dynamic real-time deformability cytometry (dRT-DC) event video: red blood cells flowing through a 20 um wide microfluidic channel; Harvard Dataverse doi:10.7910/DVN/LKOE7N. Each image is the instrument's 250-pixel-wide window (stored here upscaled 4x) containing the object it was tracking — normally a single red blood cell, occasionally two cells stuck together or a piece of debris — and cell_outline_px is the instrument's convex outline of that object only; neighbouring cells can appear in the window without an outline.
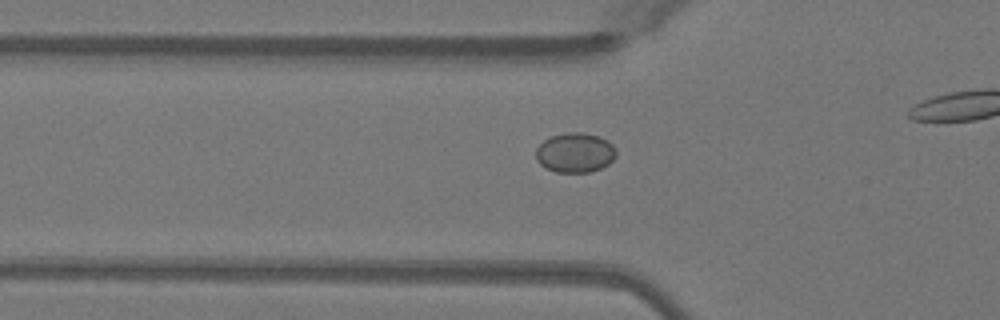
{"species": "Egyptian fruit bat (a non-hibernating species)", "species_latin": "Rousettus aegyptiacus", "temperature_condition": "warm", "stored_images_in_passage": 30, "camera_frame_rate_fps": 3000, "um_per_image_px": 0.085, "animal": {"sex": "female"}, "frame": {"image": 1, "passage_image": 6, "time_ms": 1.667, "image_size_px": [1000, 320], "cell_outline_px": [[616, 156], [608, 164], [600, 168], [588, 172], [556, 172], [540, 164], [536, 160], [536, 148], [544, 140], [552, 136], [564, 132], [584, 132], [600, 136], [612, 144], [616, 148]], "centroid_in_image_um": [48.89, 12.96], "position_along_channel_um": 76.9, "area_um2": 18.61}}
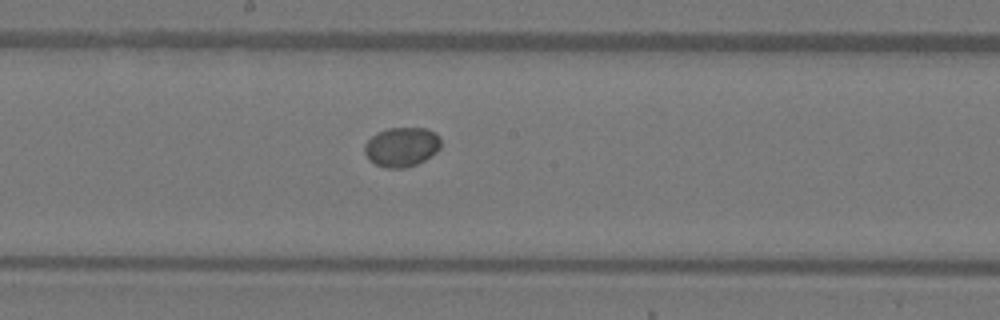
{"frame": {"image": 2, "passage_image": 16, "time_ms": 5.0, "image_size_px": [1000, 320], "cell_outline_px": [[440, 148], [436, 152], [424, 160], [416, 164], [404, 168], [384, 168], [368, 160], [364, 152], [364, 144], [376, 132], [388, 128], [424, 128], [436, 132], [440, 136]], "centroid_in_image_um": [34.12, 12.48], "position_along_channel_um": 214.1, "area_um2": 17.69}}
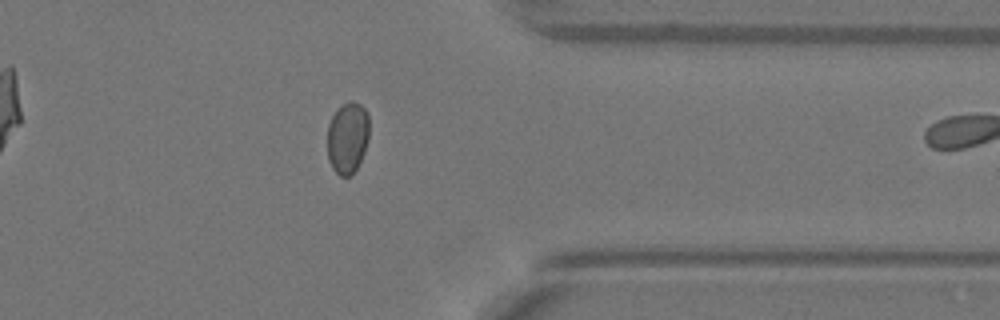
{"frame": {"image": 3, "passage_image": 29, "time_ms": 9.333, "image_size_px": [1000, 320], "cell_outline_px": [[368, 140], [364, 152], [352, 176], [340, 176], [332, 168], [328, 160], [328, 124], [332, 116], [344, 104], [352, 100], [360, 104], [364, 108], [368, 116]], "centroid_in_image_um": [29.54, 11.73], "position_along_channel_um": 381.9, "area_um2": 17.28}}